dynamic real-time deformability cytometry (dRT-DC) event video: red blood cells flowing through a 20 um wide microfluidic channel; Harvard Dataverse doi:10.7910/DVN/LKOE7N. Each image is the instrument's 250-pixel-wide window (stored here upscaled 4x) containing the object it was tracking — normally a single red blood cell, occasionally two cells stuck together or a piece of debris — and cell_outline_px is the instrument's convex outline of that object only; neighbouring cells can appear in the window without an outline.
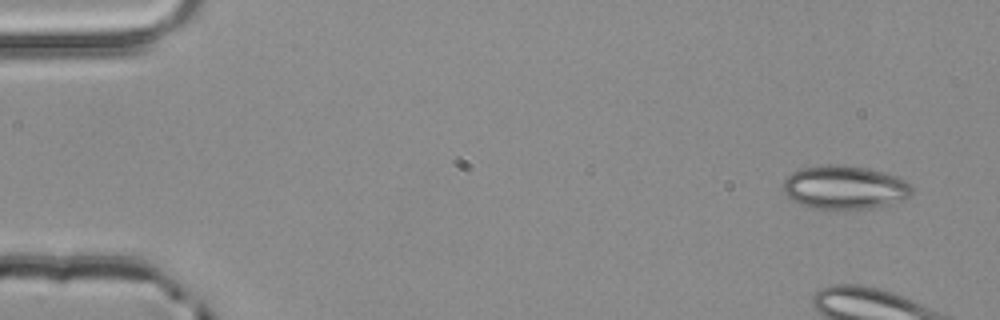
{"species": "common noctule bat (a hibernating species)", "species_latin": "Nyctalus noctula", "temperature_condition": "room temperature", "stored_images_in_passage": 3, "camera_frame_rate_fps": 3000, "um_per_image_px": 0.085, "animal": {"sex": "male", "body_mass_g": 20.4}, "frame": {"image": 1, "passage_image": 1, "time_ms": 0.0, "image_size_px": [1000, 320], "cell_outline_px": [[912, 192], [904, 200], [888, 204], [868, 208], [836, 212], [816, 208], [800, 204], [792, 200], [780, 188], [784, 180], [792, 172], [800, 168], [820, 164], [840, 164], [868, 168], [896, 176], [904, 180], [912, 188]], "centroid_in_image_um": [71.73, 15.94], "position_along_channel_um": 13.3, "area_um2": 33.35}}